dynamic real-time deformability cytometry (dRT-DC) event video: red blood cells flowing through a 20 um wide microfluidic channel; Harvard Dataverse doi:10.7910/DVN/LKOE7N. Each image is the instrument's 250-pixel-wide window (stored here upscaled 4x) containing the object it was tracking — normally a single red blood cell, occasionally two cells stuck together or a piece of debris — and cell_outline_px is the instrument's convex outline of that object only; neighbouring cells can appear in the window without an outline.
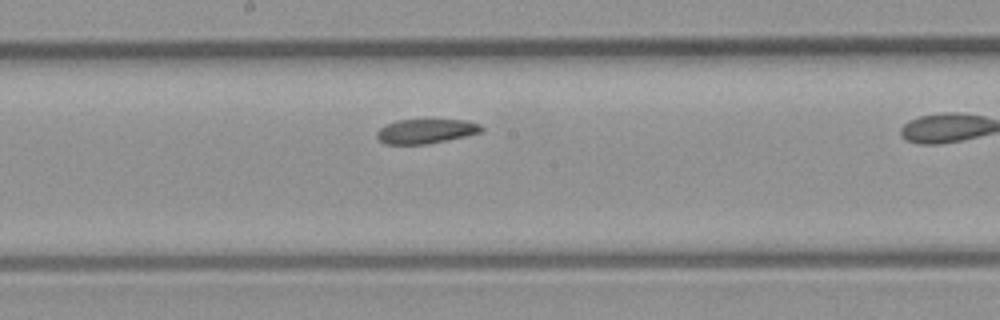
{"species": "common noctule bat (a hibernating species)", "species_latin": "Nyctalus noctula", "temperature_condition": "room temperature", "stored_images_in_passage": 17, "camera_frame_rate_fps": 3000, "um_per_image_px": 0.085, "animal": {"sex": "male", "body_mass_g": 23.1, "forearm_length_mm": 52.7}, "frame": {"image": 1, "passage_image": 12, "time_ms": 3.667, "image_size_px": [1000, 320], "cell_outline_px": [[484, 132], [428, 144], [384, 144], [376, 136], [376, 132], [380, 128], [396, 120], [468, 120], [480, 124], [484, 128]], "centroid_in_image_um": [36.24, 11.15], "position_along_channel_um": 212.0, "area_um2": 14.97}}